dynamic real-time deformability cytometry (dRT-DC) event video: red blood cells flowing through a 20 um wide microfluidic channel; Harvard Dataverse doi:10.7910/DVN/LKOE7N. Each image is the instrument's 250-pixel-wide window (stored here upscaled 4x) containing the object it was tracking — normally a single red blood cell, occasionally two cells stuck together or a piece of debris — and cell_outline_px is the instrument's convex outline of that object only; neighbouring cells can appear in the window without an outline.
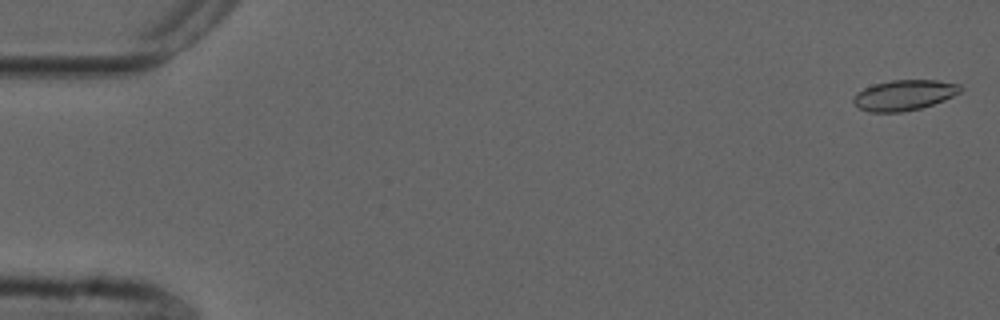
{"species": "common noctule bat (a hibernating species)", "species_latin": "Nyctalus noctula", "temperature_condition": "cold", "stored_images_in_passage": 11, "camera_frame_rate_fps": 3000, "um_per_image_px": 0.085, "animal": {"sex": "male", "forearm_length_mm": 52.5}, "frame": {"image": 1, "passage_image": 2, "time_ms": 0.333, "image_size_px": [1000, 320], "cell_outline_px": [[964, 88], [960, 92], [944, 100], [920, 108], [900, 112], [868, 112], [860, 108], [852, 100], [856, 92], [864, 88], [876, 84], [892, 80], [936, 80], [960, 84]], "centroid_in_image_um": [76.86, 8.08], "position_along_channel_um": 8.1, "area_um2": 18.84}}